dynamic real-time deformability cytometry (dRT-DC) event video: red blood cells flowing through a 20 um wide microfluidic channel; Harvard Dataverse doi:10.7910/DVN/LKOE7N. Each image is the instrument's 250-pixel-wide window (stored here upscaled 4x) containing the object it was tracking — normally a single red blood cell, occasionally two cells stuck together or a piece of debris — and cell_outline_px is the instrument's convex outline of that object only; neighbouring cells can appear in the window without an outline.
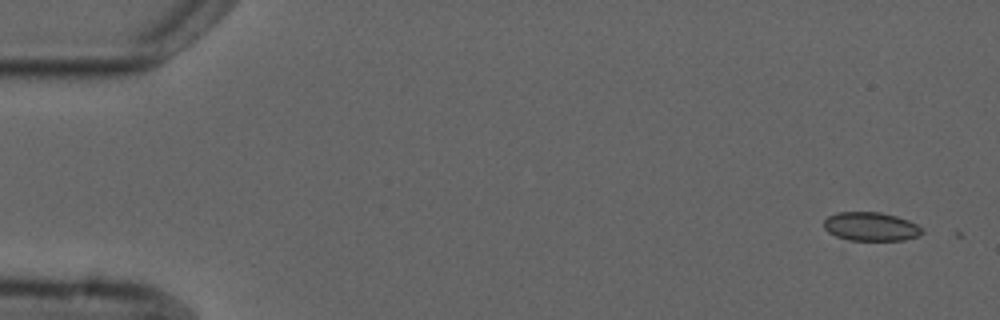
{"species": "common noctule bat (a hibernating species)", "species_latin": "Nyctalus noctula", "temperature_condition": "cold", "stored_images_in_passage": 2, "camera_frame_rate_fps": 3000, "um_per_image_px": 0.085, "animal": {"sex": "male", "forearm_length_mm": 52.5}, "frame": {"image": 1, "passage_image": 1, "time_ms": 0.0, "image_size_px": [1000, 320], "cell_outline_px": [[924, 232], [920, 236], [904, 240], [848, 240], [836, 236], [828, 232], [824, 228], [824, 220], [828, 216], [836, 212], [880, 212], [896, 216], [908, 220], [916, 224]], "centroid_in_image_um": [74.01, 19.26], "position_along_channel_um": 11.0, "area_um2": 16.47}}